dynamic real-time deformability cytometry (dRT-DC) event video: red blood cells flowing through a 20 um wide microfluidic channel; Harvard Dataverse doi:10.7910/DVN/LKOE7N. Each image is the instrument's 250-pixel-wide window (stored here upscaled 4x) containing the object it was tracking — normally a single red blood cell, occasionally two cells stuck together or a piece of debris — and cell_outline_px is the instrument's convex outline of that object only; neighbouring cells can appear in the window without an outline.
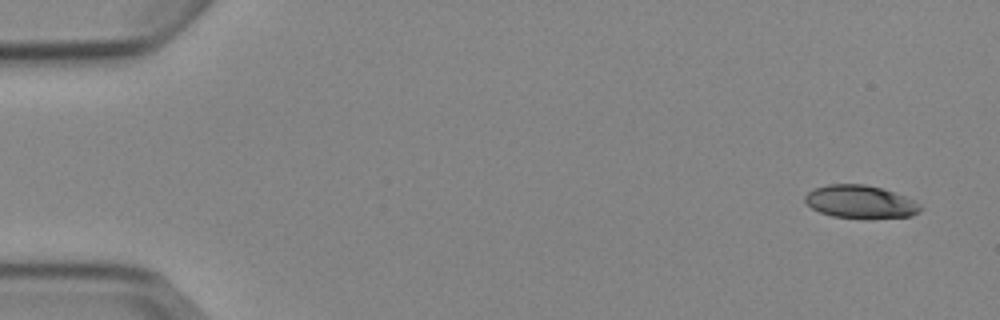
{"species": "Egyptian fruit bat (a non-hibernating species)", "species_latin": "Rousettus aegyptiacus", "temperature_condition": "cold", "stored_images_in_passage": 6, "camera_frame_rate_fps": 3000, "um_per_image_px": 0.085, "animal": {"sex": "female"}, "frame": {"image": 1, "passage_image": 1, "time_ms": 0.0, "image_size_px": [1000, 320], "cell_outline_px": [[924, 208], [920, 212], [912, 216], [868, 220], [832, 216], [820, 212], [812, 208], [804, 200], [804, 196], [812, 188], [828, 184], [864, 184], [880, 188], [916, 200]], "centroid_in_image_um": [73.16, 17.18], "position_along_channel_um": 11.8, "area_um2": 22.72}}
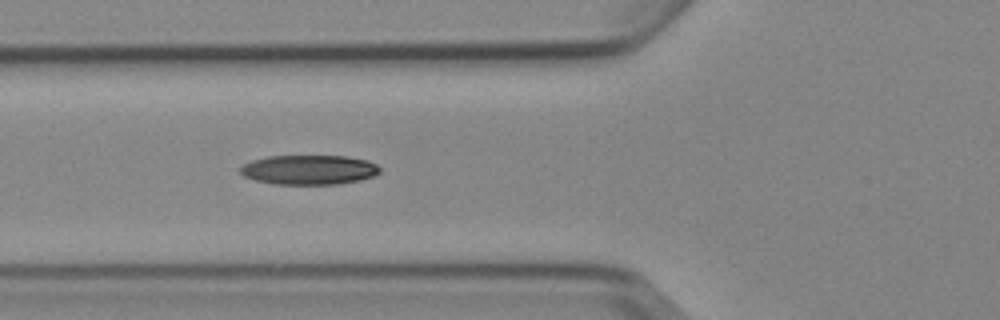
{"frame": {"image": 2, "passage_image": 6, "time_ms": 5.667, "image_size_px": [1000, 320], "cell_outline_px": [[380, 172], [372, 176], [360, 180], [336, 184], [272, 184], [256, 180], [244, 176], [240, 172], [240, 168], [244, 164], [252, 160], [268, 156], [348, 156], [368, 160], [376, 164], [380, 168]], "centroid_in_image_um": [26.27, 14.42], "position_along_channel_um": 99.5, "area_um2": 24.04}}